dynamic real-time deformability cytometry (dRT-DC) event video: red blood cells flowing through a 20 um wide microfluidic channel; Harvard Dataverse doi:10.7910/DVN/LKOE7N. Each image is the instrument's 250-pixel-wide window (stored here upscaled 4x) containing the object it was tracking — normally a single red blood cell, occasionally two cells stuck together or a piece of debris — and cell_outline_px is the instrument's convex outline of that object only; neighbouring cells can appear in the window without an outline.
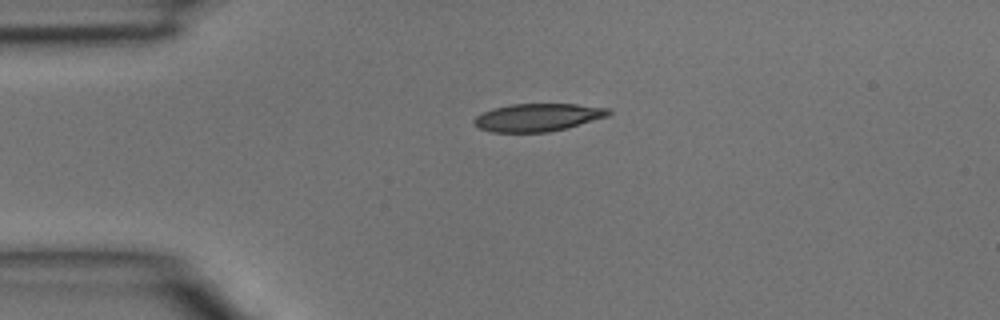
{"species": "common noctule bat (a hibernating species)", "species_latin": "Nyctalus noctula", "temperature_condition": "room temperature", "stored_images_in_passage": 2, "camera_frame_rate_fps": 3000, "um_per_image_px": 0.085, "animal": {"sex": "male", "body_mass_g": 15.6}, "frame": {"image": 1, "passage_image": 1, "time_ms": 0.0, "image_size_px": [1000, 320], "cell_outline_px": [[612, 112], [608, 116], [568, 128], [548, 132], [492, 132], [480, 128], [472, 124], [472, 120], [476, 116], [492, 108], [512, 104], [576, 104], [608, 108]], "centroid_in_image_um": [45.7, 9.98], "position_along_channel_um": 39.3, "area_um2": 21.85}}
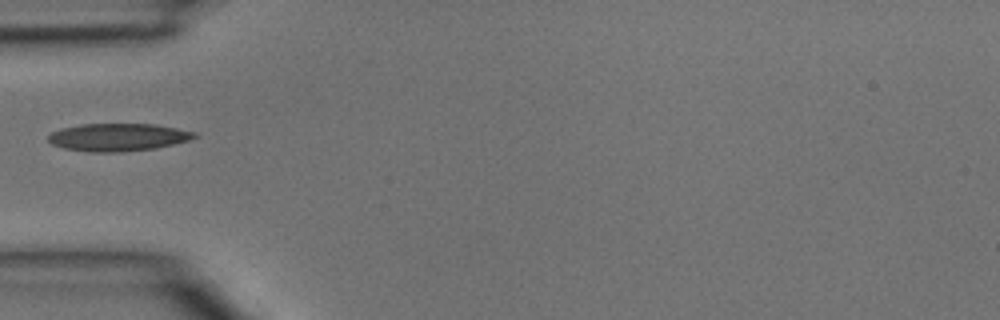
{"frame": {"image": 2, "passage_image": 2, "time_ms": 0.333, "image_size_px": [1000, 320], "cell_outline_px": [[200, 136], [188, 140], [156, 148], [120, 152], [92, 152], [64, 148], [52, 144], [48, 140], [48, 136], [52, 132], [60, 128], [84, 124], [156, 124], [196, 132]], "centroid_in_image_um": [10.04, 11.66], "position_along_channel_um": 75.0, "area_um2": 23.52}}